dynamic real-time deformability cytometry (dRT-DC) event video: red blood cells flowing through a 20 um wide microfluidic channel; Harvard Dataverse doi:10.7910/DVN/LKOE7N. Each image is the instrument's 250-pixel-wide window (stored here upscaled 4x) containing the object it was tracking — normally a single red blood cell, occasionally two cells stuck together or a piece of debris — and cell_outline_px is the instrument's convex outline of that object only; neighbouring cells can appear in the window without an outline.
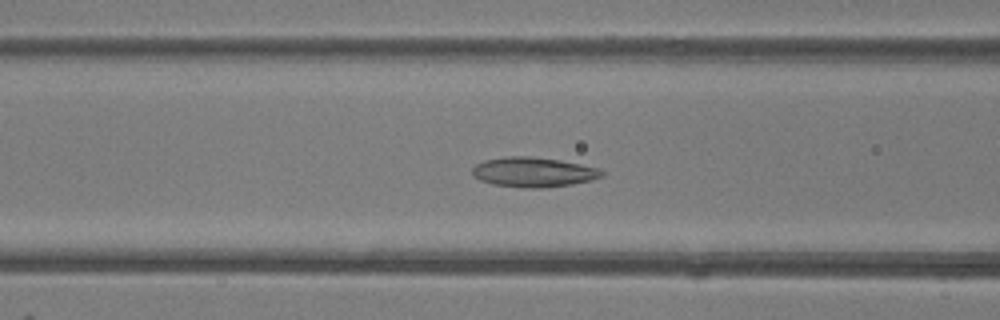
{"species": "common noctule bat (a hibernating species)", "species_latin": "Nyctalus noctula", "temperature_condition": "room temperature", "stored_images_in_passage": 37, "camera_frame_rate_fps": 3000, "um_per_image_px": 0.085, "animal": {"sex": "female"}, "frame": {"image": 1, "passage_image": 7, "time_ms": 2.0, "image_size_px": [1000, 320], "cell_outline_px": [[604, 176], [592, 180], [572, 184], [544, 188], [524, 188], [492, 184], [480, 180], [472, 176], [472, 168], [476, 164], [484, 160], [508, 156], [528, 156], [560, 160], [600, 168], [604, 172]], "centroid_in_image_um": [45.34, 14.63], "position_along_channel_um": 121.3, "area_um2": 22.66}}
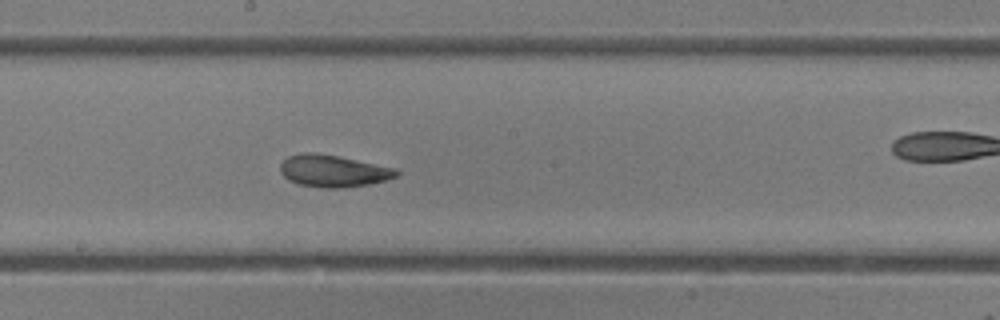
{"frame": {"image": 2, "passage_image": 14, "time_ms": 4.333, "image_size_px": [1000, 320], "cell_outline_px": [[400, 172], [396, 176], [384, 180], [368, 184], [340, 188], [324, 188], [300, 184], [288, 180], [280, 172], [280, 164], [288, 156], [304, 152], [316, 152], [340, 156], [396, 168]], "centroid_in_image_um": [28.3, 14.51], "position_along_channel_um": 219.9, "area_um2": 21.68}}
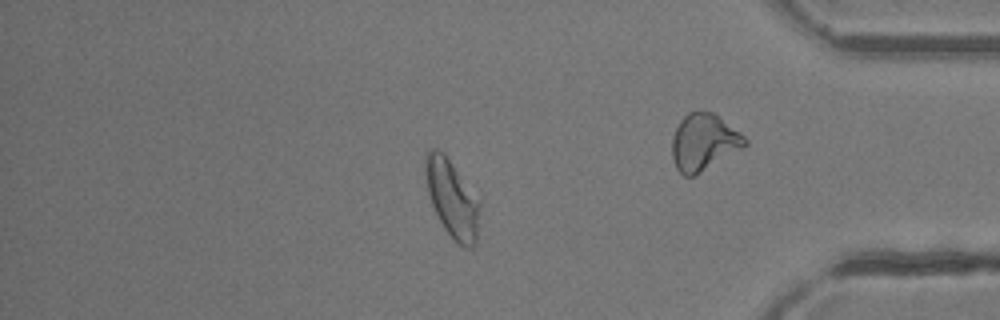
{"frame": {"image": 3, "passage_image": 29, "time_ms": 9.333, "image_size_px": [1000, 320], "cell_outline_px": [[480, 204], [476, 244], [472, 248], [464, 248], [444, 228], [428, 196], [424, 172], [424, 156], [428, 148], [436, 148], [444, 152], [480, 200]], "centroid_in_image_um": [38.41, 16.82], "position_along_channel_um": 396.8, "area_um2": 24.74}, "authors_computed_cell_mechanics": {"area_um2": 22.4842, "velocity_mm_per_s": 4.2198, "shape_relaxation_time_tau1_ms": 10.6224, "shape_relaxation_time_tau2_ms": 2.3588, "deformation_change_tau1": 0.205, "deformation_change_tau2": 0.0952}}